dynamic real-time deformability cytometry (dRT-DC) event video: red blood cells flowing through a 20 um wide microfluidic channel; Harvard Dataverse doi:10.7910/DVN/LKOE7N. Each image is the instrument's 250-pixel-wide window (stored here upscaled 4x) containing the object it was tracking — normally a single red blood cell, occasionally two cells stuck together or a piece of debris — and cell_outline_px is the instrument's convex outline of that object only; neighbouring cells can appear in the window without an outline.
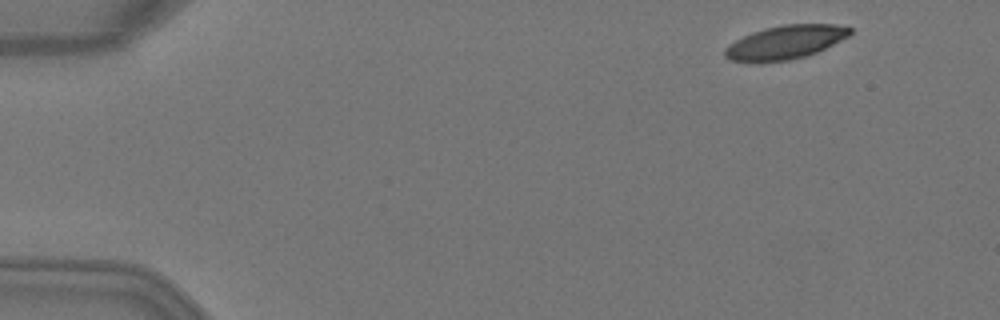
{"species": "Egyptian fruit bat (a non-hibernating species)", "species_latin": "Rousettus aegyptiacus", "temperature_condition": "warm", "stored_images_in_passage": 3, "camera_frame_rate_fps": 3000, "um_per_image_px": 0.085, "animal": {"sex": "female"}, "frame": {"image": 1, "passage_image": 1, "time_ms": 0.0, "image_size_px": [1000, 320], "cell_outline_px": [[852, 32], [848, 36], [816, 52], [804, 56], [788, 60], [760, 64], [728, 60], [724, 56], [724, 48], [736, 40], [752, 32], [764, 28], [784, 24], [836, 24], [852, 28]], "centroid_in_image_um": [66.69, 3.61], "position_along_channel_um": 18.3, "area_um2": 24.74}}